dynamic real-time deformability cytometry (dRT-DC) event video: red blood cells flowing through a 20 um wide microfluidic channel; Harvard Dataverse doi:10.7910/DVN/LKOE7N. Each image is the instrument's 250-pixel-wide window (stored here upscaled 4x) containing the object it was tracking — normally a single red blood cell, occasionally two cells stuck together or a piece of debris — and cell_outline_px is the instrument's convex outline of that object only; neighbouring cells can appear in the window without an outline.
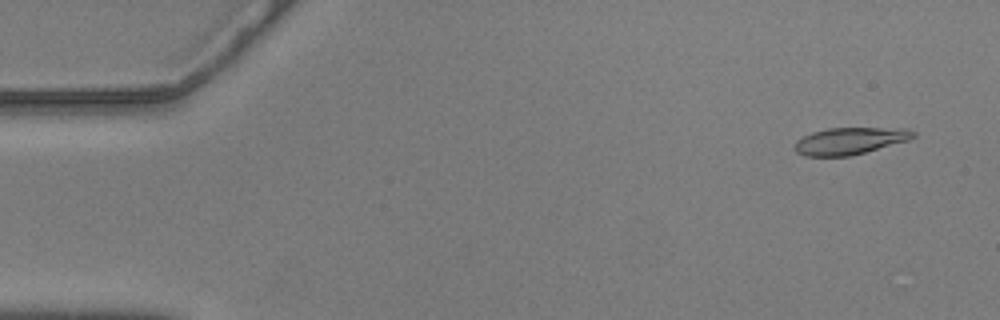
{"species": "common noctule bat (a hibernating species)", "species_latin": "Nyctalus noctula", "temperature_condition": "warm", "stored_images_in_passage": 31, "camera_frame_rate_fps": 3000, "um_per_image_px": 0.085, "animal": {"sex": "male", "body_mass_g": 20.5, "forearm_length_mm": 52.5}, "frame": {"image": 1, "passage_image": 4, "time_ms": 1.0, "image_size_px": [1000, 320], "cell_outline_px": [[916, 136], [908, 140], [852, 156], [804, 156], [796, 152], [796, 140], [812, 132], [828, 128], [908, 128], [916, 132]], "centroid_in_image_um": [72.27, 11.97], "position_along_channel_um": 12.7, "area_um2": 18.61}}
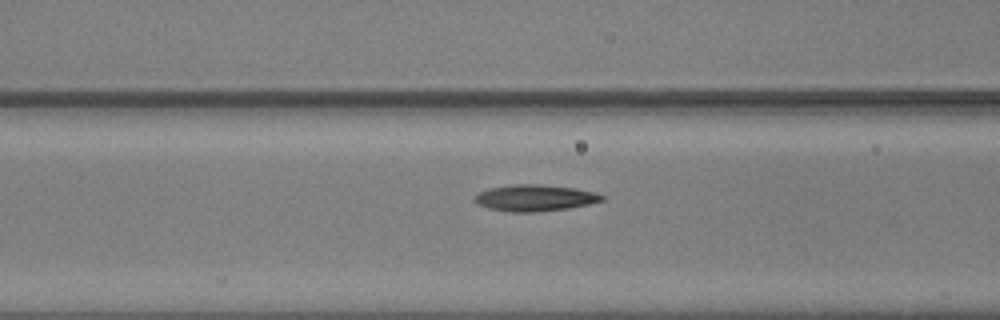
{"frame": {"image": 2, "passage_image": 23, "time_ms": 7.333, "image_size_px": [1000, 320], "cell_outline_px": [[604, 200], [588, 204], [568, 208], [536, 212], [512, 212], [488, 208], [472, 200], [480, 192], [488, 188], [516, 184], [536, 184], [576, 188], [596, 192], [604, 196]], "centroid_in_image_um": [45.48, 16.82], "position_along_channel_um": 121.1, "area_um2": 19.48}}
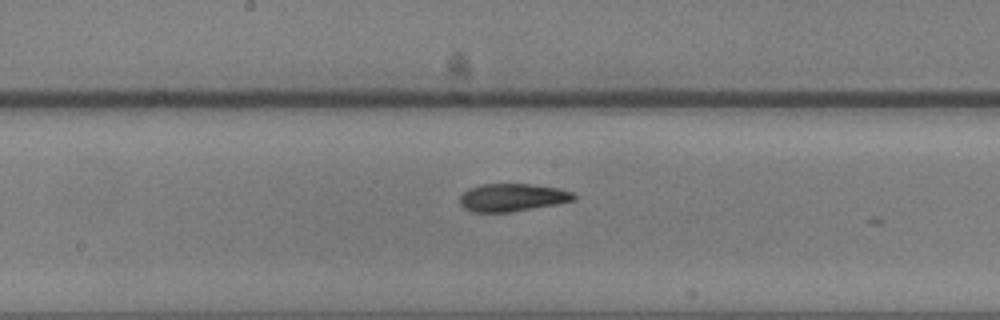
{"frame": {"image": 3, "passage_image": 30, "time_ms": 9.667, "image_size_px": [1000, 320], "cell_outline_px": [[576, 200], [556, 204], [512, 212], [472, 212], [464, 208], [460, 204], [460, 196], [468, 188], [480, 184], [532, 184], [560, 188], [572, 192], [576, 196]], "centroid_in_image_um": [43.55, 16.78], "position_along_channel_um": 204.7, "area_um2": 18.61}}